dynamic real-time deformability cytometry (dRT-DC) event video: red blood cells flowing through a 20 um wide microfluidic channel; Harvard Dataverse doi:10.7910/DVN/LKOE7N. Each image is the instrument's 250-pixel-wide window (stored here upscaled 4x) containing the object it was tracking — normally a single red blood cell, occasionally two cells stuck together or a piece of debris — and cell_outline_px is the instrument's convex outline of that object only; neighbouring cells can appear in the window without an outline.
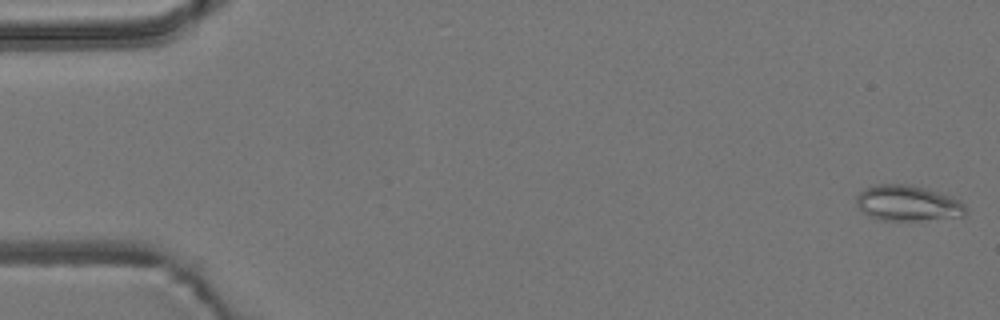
{"species": "common noctule bat (a hibernating species)", "species_latin": "Nyctalus noctula", "temperature_condition": "room temperature", "stored_images_in_passage": 15, "camera_frame_rate_fps": 3000, "um_per_image_px": 0.085, "animal": {"sex": "male", "body_mass_g": 19.2, "forearm_length_mm": 51.8}, "frame": {"image": 1, "passage_image": 1, "time_ms": 0.0, "image_size_px": [1000, 320], "cell_outline_px": [[964, 216], [916, 220], [880, 220], [868, 216], [860, 212], [856, 204], [856, 196], [860, 192], [876, 184], [908, 184], [924, 188], [952, 196], [960, 200], [964, 204]], "centroid_in_image_um": [77.1, 17.27], "position_along_channel_um": 7.9, "area_um2": 22.6}}